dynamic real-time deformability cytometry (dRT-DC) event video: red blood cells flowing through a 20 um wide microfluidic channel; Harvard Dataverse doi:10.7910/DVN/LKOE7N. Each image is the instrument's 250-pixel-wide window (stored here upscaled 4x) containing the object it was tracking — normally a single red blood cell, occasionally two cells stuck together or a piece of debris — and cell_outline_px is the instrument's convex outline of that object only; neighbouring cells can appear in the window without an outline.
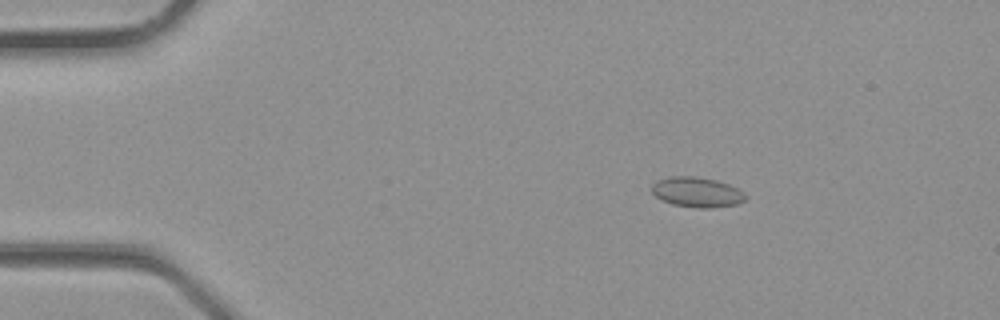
{"species": "common noctule bat (a hibernating species)", "species_latin": "Nyctalus noctula", "temperature_condition": "room temperature", "stored_images_in_passage": 29, "camera_frame_rate_fps": 3000, "um_per_image_px": 0.085, "animal": {"sex": "male", "body_mass_g": 23.1, "forearm_length_mm": 52.7}, "frame": {"image": 1, "passage_image": 1, "time_ms": 0.0, "image_size_px": [1000, 320], "cell_outline_px": [[748, 196], [744, 200], [736, 204], [712, 208], [696, 208], [672, 204], [656, 196], [652, 192], [652, 184], [656, 180], [672, 176], [692, 176], [716, 180], [728, 184], [744, 192]], "centroid_in_image_um": [59.24, 16.33], "position_along_channel_um": 25.8, "area_um2": 16.36}}
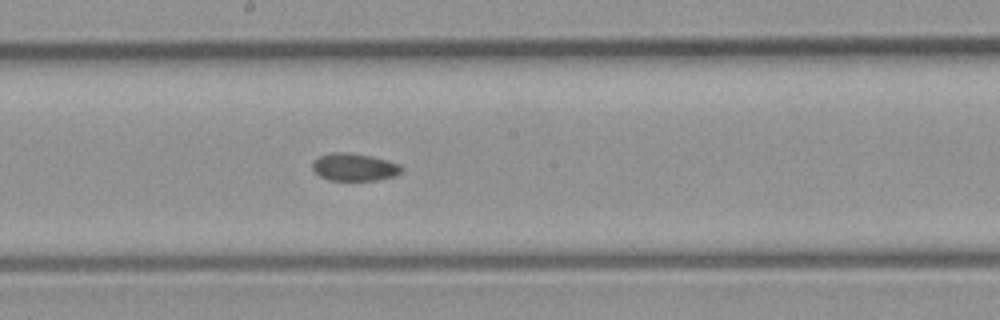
{"frame": {"image": 2, "passage_image": 14, "time_ms": 4.333, "image_size_px": [1000, 320], "cell_outline_px": [[404, 168], [396, 176], [376, 180], [328, 180], [320, 176], [312, 168], [312, 164], [320, 156], [332, 152], [348, 152], [372, 156], [388, 160], [400, 164]], "centroid_in_image_um": [30.15, 14.2], "position_along_channel_um": 218.0, "area_um2": 14.33}}
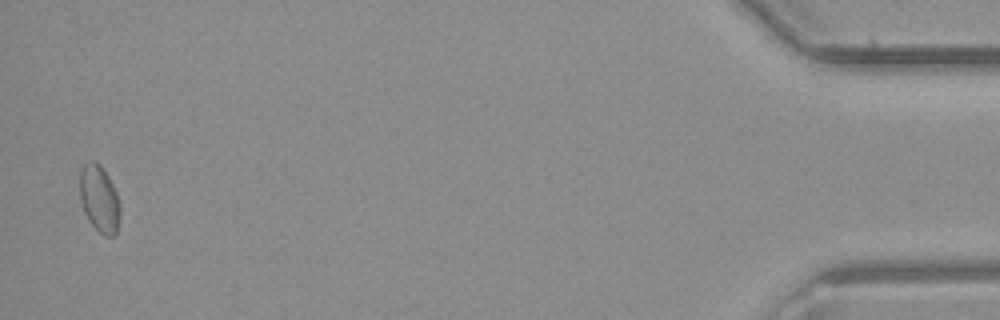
{"frame": {"image": 3, "passage_image": 29, "time_ms": 9.333, "image_size_px": [1000, 320], "cell_outline_px": [[120, 216], [116, 232], [112, 236], [104, 236], [88, 220], [84, 212], [80, 200], [80, 168], [84, 164], [92, 160], [96, 160], [104, 168], [116, 192], [120, 204]], "centroid_in_image_um": [8.44, 16.87], "position_along_channel_um": 426.8, "area_um2": 15.84}}